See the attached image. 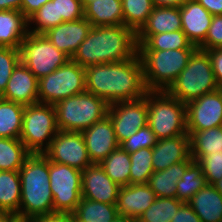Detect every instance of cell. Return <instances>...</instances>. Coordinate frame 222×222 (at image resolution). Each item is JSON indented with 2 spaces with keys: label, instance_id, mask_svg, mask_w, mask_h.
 I'll return each instance as SVG.
<instances>
[{
  "label": "cell",
  "instance_id": "obj_17",
  "mask_svg": "<svg viewBox=\"0 0 222 222\" xmlns=\"http://www.w3.org/2000/svg\"><path fill=\"white\" fill-rule=\"evenodd\" d=\"M92 25L85 18L60 23L43 33L50 42L70 59L87 37Z\"/></svg>",
  "mask_w": 222,
  "mask_h": 222
},
{
  "label": "cell",
  "instance_id": "obj_4",
  "mask_svg": "<svg viewBox=\"0 0 222 222\" xmlns=\"http://www.w3.org/2000/svg\"><path fill=\"white\" fill-rule=\"evenodd\" d=\"M211 60L206 50L196 48L187 66L182 70L166 92L185 104L202 95L218 90Z\"/></svg>",
  "mask_w": 222,
  "mask_h": 222
},
{
  "label": "cell",
  "instance_id": "obj_49",
  "mask_svg": "<svg viewBox=\"0 0 222 222\" xmlns=\"http://www.w3.org/2000/svg\"><path fill=\"white\" fill-rule=\"evenodd\" d=\"M187 0H152L154 7H181Z\"/></svg>",
  "mask_w": 222,
  "mask_h": 222
},
{
  "label": "cell",
  "instance_id": "obj_8",
  "mask_svg": "<svg viewBox=\"0 0 222 222\" xmlns=\"http://www.w3.org/2000/svg\"><path fill=\"white\" fill-rule=\"evenodd\" d=\"M57 132L54 105L38 102L25 106L19 139L31 154H44Z\"/></svg>",
  "mask_w": 222,
  "mask_h": 222
},
{
  "label": "cell",
  "instance_id": "obj_48",
  "mask_svg": "<svg viewBox=\"0 0 222 222\" xmlns=\"http://www.w3.org/2000/svg\"><path fill=\"white\" fill-rule=\"evenodd\" d=\"M211 15H222V0H197Z\"/></svg>",
  "mask_w": 222,
  "mask_h": 222
},
{
  "label": "cell",
  "instance_id": "obj_32",
  "mask_svg": "<svg viewBox=\"0 0 222 222\" xmlns=\"http://www.w3.org/2000/svg\"><path fill=\"white\" fill-rule=\"evenodd\" d=\"M83 222H112L118 216L116 204L101 203L81 198L73 212Z\"/></svg>",
  "mask_w": 222,
  "mask_h": 222
},
{
  "label": "cell",
  "instance_id": "obj_50",
  "mask_svg": "<svg viewBox=\"0 0 222 222\" xmlns=\"http://www.w3.org/2000/svg\"><path fill=\"white\" fill-rule=\"evenodd\" d=\"M22 0H0V10H19Z\"/></svg>",
  "mask_w": 222,
  "mask_h": 222
},
{
  "label": "cell",
  "instance_id": "obj_3",
  "mask_svg": "<svg viewBox=\"0 0 222 222\" xmlns=\"http://www.w3.org/2000/svg\"><path fill=\"white\" fill-rule=\"evenodd\" d=\"M21 202L16 215L21 222L40 214L54 212L50 188L49 159L44 154H31L19 170Z\"/></svg>",
  "mask_w": 222,
  "mask_h": 222
},
{
  "label": "cell",
  "instance_id": "obj_31",
  "mask_svg": "<svg viewBox=\"0 0 222 222\" xmlns=\"http://www.w3.org/2000/svg\"><path fill=\"white\" fill-rule=\"evenodd\" d=\"M30 155L19 138L0 137V171H19Z\"/></svg>",
  "mask_w": 222,
  "mask_h": 222
},
{
  "label": "cell",
  "instance_id": "obj_21",
  "mask_svg": "<svg viewBox=\"0 0 222 222\" xmlns=\"http://www.w3.org/2000/svg\"><path fill=\"white\" fill-rule=\"evenodd\" d=\"M190 156V136L179 135L157 140L152 148L154 172L165 170L173 164L185 161Z\"/></svg>",
  "mask_w": 222,
  "mask_h": 222
},
{
  "label": "cell",
  "instance_id": "obj_53",
  "mask_svg": "<svg viewBox=\"0 0 222 222\" xmlns=\"http://www.w3.org/2000/svg\"><path fill=\"white\" fill-rule=\"evenodd\" d=\"M212 185L219 193L222 194V179L214 182Z\"/></svg>",
  "mask_w": 222,
  "mask_h": 222
},
{
  "label": "cell",
  "instance_id": "obj_29",
  "mask_svg": "<svg viewBox=\"0 0 222 222\" xmlns=\"http://www.w3.org/2000/svg\"><path fill=\"white\" fill-rule=\"evenodd\" d=\"M21 202L19 171H0V212L17 215Z\"/></svg>",
  "mask_w": 222,
  "mask_h": 222
},
{
  "label": "cell",
  "instance_id": "obj_35",
  "mask_svg": "<svg viewBox=\"0 0 222 222\" xmlns=\"http://www.w3.org/2000/svg\"><path fill=\"white\" fill-rule=\"evenodd\" d=\"M123 24L136 33L146 23L154 5L152 0H122Z\"/></svg>",
  "mask_w": 222,
  "mask_h": 222
},
{
  "label": "cell",
  "instance_id": "obj_9",
  "mask_svg": "<svg viewBox=\"0 0 222 222\" xmlns=\"http://www.w3.org/2000/svg\"><path fill=\"white\" fill-rule=\"evenodd\" d=\"M86 91L85 68L72 59L38 80L39 103L55 105Z\"/></svg>",
  "mask_w": 222,
  "mask_h": 222
},
{
  "label": "cell",
  "instance_id": "obj_23",
  "mask_svg": "<svg viewBox=\"0 0 222 222\" xmlns=\"http://www.w3.org/2000/svg\"><path fill=\"white\" fill-rule=\"evenodd\" d=\"M28 33V20L19 10H0V47L20 49Z\"/></svg>",
  "mask_w": 222,
  "mask_h": 222
},
{
  "label": "cell",
  "instance_id": "obj_36",
  "mask_svg": "<svg viewBox=\"0 0 222 222\" xmlns=\"http://www.w3.org/2000/svg\"><path fill=\"white\" fill-rule=\"evenodd\" d=\"M183 203L177 198L157 197L137 222H171Z\"/></svg>",
  "mask_w": 222,
  "mask_h": 222
},
{
  "label": "cell",
  "instance_id": "obj_44",
  "mask_svg": "<svg viewBox=\"0 0 222 222\" xmlns=\"http://www.w3.org/2000/svg\"><path fill=\"white\" fill-rule=\"evenodd\" d=\"M26 222H74V214L70 212H52L34 216Z\"/></svg>",
  "mask_w": 222,
  "mask_h": 222
},
{
  "label": "cell",
  "instance_id": "obj_54",
  "mask_svg": "<svg viewBox=\"0 0 222 222\" xmlns=\"http://www.w3.org/2000/svg\"><path fill=\"white\" fill-rule=\"evenodd\" d=\"M92 1L94 0H81L83 8H85Z\"/></svg>",
  "mask_w": 222,
  "mask_h": 222
},
{
  "label": "cell",
  "instance_id": "obj_15",
  "mask_svg": "<svg viewBox=\"0 0 222 222\" xmlns=\"http://www.w3.org/2000/svg\"><path fill=\"white\" fill-rule=\"evenodd\" d=\"M120 186L101 167L92 164L82 171V197L107 204H117Z\"/></svg>",
  "mask_w": 222,
  "mask_h": 222
},
{
  "label": "cell",
  "instance_id": "obj_38",
  "mask_svg": "<svg viewBox=\"0 0 222 222\" xmlns=\"http://www.w3.org/2000/svg\"><path fill=\"white\" fill-rule=\"evenodd\" d=\"M60 23L62 19H57L56 0H50L28 19V32L43 34Z\"/></svg>",
  "mask_w": 222,
  "mask_h": 222
},
{
  "label": "cell",
  "instance_id": "obj_28",
  "mask_svg": "<svg viewBox=\"0 0 222 222\" xmlns=\"http://www.w3.org/2000/svg\"><path fill=\"white\" fill-rule=\"evenodd\" d=\"M190 136V155L198 162L208 153L222 152V126L204 131H187Z\"/></svg>",
  "mask_w": 222,
  "mask_h": 222
},
{
  "label": "cell",
  "instance_id": "obj_6",
  "mask_svg": "<svg viewBox=\"0 0 222 222\" xmlns=\"http://www.w3.org/2000/svg\"><path fill=\"white\" fill-rule=\"evenodd\" d=\"M54 107L58 130L82 132L107 116L109 104L84 91L59 101Z\"/></svg>",
  "mask_w": 222,
  "mask_h": 222
},
{
  "label": "cell",
  "instance_id": "obj_51",
  "mask_svg": "<svg viewBox=\"0 0 222 222\" xmlns=\"http://www.w3.org/2000/svg\"><path fill=\"white\" fill-rule=\"evenodd\" d=\"M0 222H21V221L14 214L0 212Z\"/></svg>",
  "mask_w": 222,
  "mask_h": 222
},
{
  "label": "cell",
  "instance_id": "obj_41",
  "mask_svg": "<svg viewBox=\"0 0 222 222\" xmlns=\"http://www.w3.org/2000/svg\"><path fill=\"white\" fill-rule=\"evenodd\" d=\"M198 163L202 166L207 184H213L222 179V152L208 153Z\"/></svg>",
  "mask_w": 222,
  "mask_h": 222
},
{
  "label": "cell",
  "instance_id": "obj_52",
  "mask_svg": "<svg viewBox=\"0 0 222 222\" xmlns=\"http://www.w3.org/2000/svg\"><path fill=\"white\" fill-rule=\"evenodd\" d=\"M112 222H137V220L130 217L118 215Z\"/></svg>",
  "mask_w": 222,
  "mask_h": 222
},
{
  "label": "cell",
  "instance_id": "obj_39",
  "mask_svg": "<svg viewBox=\"0 0 222 222\" xmlns=\"http://www.w3.org/2000/svg\"><path fill=\"white\" fill-rule=\"evenodd\" d=\"M20 62V49L0 47V96L6 90L13 69Z\"/></svg>",
  "mask_w": 222,
  "mask_h": 222
},
{
  "label": "cell",
  "instance_id": "obj_27",
  "mask_svg": "<svg viewBox=\"0 0 222 222\" xmlns=\"http://www.w3.org/2000/svg\"><path fill=\"white\" fill-rule=\"evenodd\" d=\"M138 50L196 49L182 30L157 35H137Z\"/></svg>",
  "mask_w": 222,
  "mask_h": 222
},
{
  "label": "cell",
  "instance_id": "obj_13",
  "mask_svg": "<svg viewBox=\"0 0 222 222\" xmlns=\"http://www.w3.org/2000/svg\"><path fill=\"white\" fill-rule=\"evenodd\" d=\"M107 116L113 124L116 139L120 144L147 125V100L143 97L138 100L111 104Z\"/></svg>",
  "mask_w": 222,
  "mask_h": 222
},
{
  "label": "cell",
  "instance_id": "obj_18",
  "mask_svg": "<svg viewBox=\"0 0 222 222\" xmlns=\"http://www.w3.org/2000/svg\"><path fill=\"white\" fill-rule=\"evenodd\" d=\"M0 97L23 106L38 103L37 77L20 61L13 69L6 90Z\"/></svg>",
  "mask_w": 222,
  "mask_h": 222
},
{
  "label": "cell",
  "instance_id": "obj_22",
  "mask_svg": "<svg viewBox=\"0 0 222 222\" xmlns=\"http://www.w3.org/2000/svg\"><path fill=\"white\" fill-rule=\"evenodd\" d=\"M201 222H221L222 194L207 184L187 202Z\"/></svg>",
  "mask_w": 222,
  "mask_h": 222
},
{
  "label": "cell",
  "instance_id": "obj_7",
  "mask_svg": "<svg viewBox=\"0 0 222 222\" xmlns=\"http://www.w3.org/2000/svg\"><path fill=\"white\" fill-rule=\"evenodd\" d=\"M147 125L157 140L187 134L186 104L166 91H147Z\"/></svg>",
  "mask_w": 222,
  "mask_h": 222
},
{
  "label": "cell",
  "instance_id": "obj_16",
  "mask_svg": "<svg viewBox=\"0 0 222 222\" xmlns=\"http://www.w3.org/2000/svg\"><path fill=\"white\" fill-rule=\"evenodd\" d=\"M92 164H100L119 147L113 124L108 116L82 131Z\"/></svg>",
  "mask_w": 222,
  "mask_h": 222
},
{
  "label": "cell",
  "instance_id": "obj_12",
  "mask_svg": "<svg viewBox=\"0 0 222 222\" xmlns=\"http://www.w3.org/2000/svg\"><path fill=\"white\" fill-rule=\"evenodd\" d=\"M44 155L51 162L83 171L92 165L82 132L58 130Z\"/></svg>",
  "mask_w": 222,
  "mask_h": 222
},
{
  "label": "cell",
  "instance_id": "obj_34",
  "mask_svg": "<svg viewBox=\"0 0 222 222\" xmlns=\"http://www.w3.org/2000/svg\"><path fill=\"white\" fill-rule=\"evenodd\" d=\"M207 185L202 166L193 161L177 183L176 198L188 202L199 190Z\"/></svg>",
  "mask_w": 222,
  "mask_h": 222
},
{
  "label": "cell",
  "instance_id": "obj_45",
  "mask_svg": "<svg viewBox=\"0 0 222 222\" xmlns=\"http://www.w3.org/2000/svg\"><path fill=\"white\" fill-rule=\"evenodd\" d=\"M206 51L211 60L215 80L222 87V48H213Z\"/></svg>",
  "mask_w": 222,
  "mask_h": 222
},
{
  "label": "cell",
  "instance_id": "obj_33",
  "mask_svg": "<svg viewBox=\"0 0 222 222\" xmlns=\"http://www.w3.org/2000/svg\"><path fill=\"white\" fill-rule=\"evenodd\" d=\"M100 165L120 187L130 185V154L120 146L110 153Z\"/></svg>",
  "mask_w": 222,
  "mask_h": 222
},
{
  "label": "cell",
  "instance_id": "obj_2",
  "mask_svg": "<svg viewBox=\"0 0 222 222\" xmlns=\"http://www.w3.org/2000/svg\"><path fill=\"white\" fill-rule=\"evenodd\" d=\"M137 53V34L131 28L124 24L92 26L71 59L86 68L125 61L135 57Z\"/></svg>",
  "mask_w": 222,
  "mask_h": 222
},
{
  "label": "cell",
  "instance_id": "obj_26",
  "mask_svg": "<svg viewBox=\"0 0 222 222\" xmlns=\"http://www.w3.org/2000/svg\"><path fill=\"white\" fill-rule=\"evenodd\" d=\"M84 17L92 26L123 24L122 0H94L84 8Z\"/></svg>",
  "mask_w": 222,
  "mask_h": 222
},
{
  "label": "cell",
  "instance_id": "obj_30",
  "mask_svg": "<svg viewBox=\"0 0 222 222\" xmlns=\"http://www.w3.org/2000/svg\"><path fill=\"white\" fill-rule=\"evenodd\" d=\"M25 106L0 97V137L19 138Z\"/></svg>",
  "mask_w": 222,
  "mask_h": 222
},
{
  "label": "cell",
  "instance_id": "obj_43",
  "mask_svg": "<svg viewBox=\"0 0 222 222\" xmlns=\"http://www.w3.org/2000/svg\"><path fill=\"white\" fill-rule=\"evenodd\" d=\"M197 48L202 50L222 48V15H213L205 40Z\"/></svg>",
  "mask_w": 222,
  "mask_h": 222
},
{
  "label": "cell",
  "instance_id": "obj_42",
  "mask_svg": "<svg viewBox=\"0 0 222 222\" xmlns=\"http://www.w3.org/2000/svg\"><path fill=\"white\" fill-rule=\"evenodd\" d=\"M57 19L63 22L76 21L84 17L81 0H56Z\"/></svg>",
  "mask_w": 222,
  "mask_h": 222
},
{
  "label": "cell",
  "instance_id": "obj_5",
  "mask_svg": "<svg viewBox=\"0 0 222 222\" xmlns=\"http://www.w3.org/2000/svg\"><path fill=\"white\" fill-rule=\"evenodd\" d=\"M195 49L138 50L147 91H166Z\"/></svg>",
  "mask_w": 222,
  "mask_h": 222
},
{
  "label": "cell",
  "instance_id": "obj_20",
  "mask_svg": "<svg viewBox=\"0 0 222 222\" xmlns=\"http://www.w3.org/2000/svg\"><path fill=\"white\" fill-rule=\"evenodd\" d=\"M182 31L188 40L198 47L207 35L213 15L197 0H187L180 7Z\"/></svg>",
  "mask_w": 222,
  "mask_h": 222
},
{
  "label": "cell",
  "instance_id": "obj_1",
  "mask_svg": "<svg viewBox=\"0 0 222 222\" xmlns=\"http://www.w3.org/2000/svg\"><path fill=\"white\" fill-rule=\"evenodd\" d=\"M85 81L86 91L109 105L141 99L147 92L138 54L125 61L86 67Z\"/></svg>",
  "mask_w": 222,
  "mask_h": 222
},
{
  "label": "cell",
  "instance_id": "obj_46",
  "mask_svg": "<svg viewBox=\"0 0 222 222\" xmlns=\"http://www.w3.org/2000/svg\"><path fill=\"white\" fill-rule=\"evenodd\" d=\"M171 222H201V221L200 218L193 211L191 206L187 202H184L174 215V218H172Z\"/></svg>",
  "mask_w": 222,
  "mask_h": 222
},
{
  "label": "cell",
  "instance_id": "obj_10",
  "mask_svg": "<svg viewBox=\"0 0 222 222\" xmlns=\"http://www.w3.org/2000/svg\"><path fill=\"white\" fill-rule=\"evenodd\" d=\"M70 58L59 51L44 34L27 33L20 45V61L41 79Z\"/></svg>",
  "mask_w": 222,
  "mask_h": 222
},
{
  "label": "cell",
  "instance_id": "obj_24",
  "mask_svg": "<svg viewBox=\"0 0 222 222\" xmlns=\"http://www.w3.org/2000/svg\"><path fill=\"white\" fill-rule=\"evenodd\" d=\"M193 161L190 155L185 161L173 164L165 170L153 172L148 185L156 194V197L176 198L177 183Z\"/></svg>",
  "mask_w": 222,
  "mask_h": 222
},
{
  "label": "cell",
  "instance_id": "obj_11",
  "mask_svg": "<svg viewBox=\"0 0 222 222\" xmlns=\"http://www.w3.org/2000/svg\"><path fill=\"white\" fill-rule=\"evenodd\" d=\"M49 177L54 212L73 213L82 198V171L49 161Z\"/></svg>",
  "mask_w": 222,
  "mask_h": 222
},
{
  "label": "cell",
  "instance_id": "obj_37",
  "mask_svg": "<svg viewBox=\"0 0 222 222\" xmlns=\"http://www.w3.org/2000/svg\"><path fill=\"white\" fill-rule=\"evenodd\" d=\"M130 184H148L153 174L152 148L139 149L130 153Z\"/></svg>",
  "mask_w": 222,
  "mask_h": 222
},
{
  "label": "cell",
  "instance_id": "obj_47",
  "mask_svg": "<svg viewBox=\"0 0 222 222\" xmlns=\"http://www.w3.org/2000/svg\"><path fill=\"white\" fill-rule=\"evenodd\" d=\"M50 0H22L21 13L28 20L39 8Z\"/></svg>",
  "mask_w": 222,
  "mask_h": 222
},
{
  "label": "cell",
  "instance_id": "obj_25",
  "mask_svg": "<svg viewBox=\"0 0 222 222\" xmlns=\"http://www.w3.org/2000/svg\"><path fill=\"white\" fill-rule=\"evenodd\" d=\"M182 29L180 7H154L137 35H157Z\"/></svg>",
  "mask_w": 222,
  "mask_h": 222
},
{
  "label": "cell",
  "instance_id": "obj_40",
  "mask_svg": "<svg viewBox=\"0 0 222 222\" xmlns=\"http://www.w3.org/2000/svg\"><path fill=\"white\" fill-rule=\"evenodd\" d=\"M157 142L155 133L146 125L135 134L122 141L119 146L129 154L143 148H153Z\"/></svg>",
  "mask_w": 222,
  "mask_h": 222
},
{
  "label": "cell",
  "instance_id": "obj_19",
  "mask_svg": "<svg viewBox=\"0 0 222 222\" xmlns=\"http://www.w3.org/2000/svg\"><path fill=\"white\" fill-rule=\"evenodd\" d=\"M156 198V194L148 184L121 186L116 204L118 215L137 220Z\"/></svg>",
  "mask_w": 222,
  "mask_h": 222
},
{
  "label": "cell",
  "instance_id": "obj_14",
  "mask_svg": "<svg viewBox=\"0 0 222 222\" xmlns=\"http://www.w3.org/2000/svg\"><path fill=\"white\" fill-rule=\"evenodd\" d=\"M187 131H204L222 126V89L186 104Z\"/></svg>",
  "mask_w": 222,
  "mask_h": 222
},
{
  "label": "cell",
  "instance_id": "obj_55",
  "mask_svg": "<svg viewBox=\"0 0 222 222\" xmlns=\"http://www.w3.org/2000/svg\"><path fill=\"white\" fill-rule=\"evenodd\" d=\"M74 222H83V221L78 220V219L74 216Z\"/></svg>",
  "mask_w": 222,
  "mask_h": 222
}]
</instances>
